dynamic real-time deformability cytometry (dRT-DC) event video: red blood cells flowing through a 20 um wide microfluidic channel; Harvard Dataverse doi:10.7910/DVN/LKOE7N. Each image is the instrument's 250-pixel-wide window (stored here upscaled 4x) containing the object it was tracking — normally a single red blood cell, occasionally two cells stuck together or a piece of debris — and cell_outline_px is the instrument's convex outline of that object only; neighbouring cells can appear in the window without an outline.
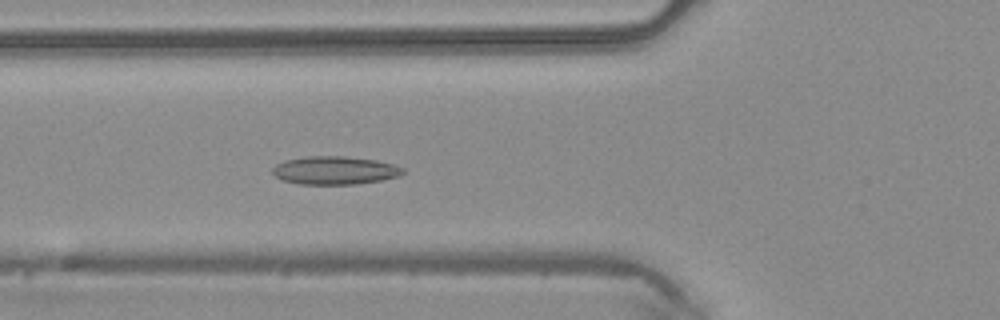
{"species": "common noctule bat (a hibernating species)", "species_latin": "Nyctalus noctula", "temperature_condition": "warm", "stored_images_in_passage": 47, "camera_frame_rate_fps": 3000, "um_per_image_px": 0.085, "animal": {"sex": "male", "body_mass_g": 20.4}, "frame": {"image": 1, "passage_image": 16, "time_ms": 5.0, "image_size_px": [1000, 320], "cell_outline_px": [[404, 172], [400, 176], [384, 180], [356, 184], [300, 184], [284, 180], [276, 176], [272, 172], [272, 168], [276, 164], [284, 160], [304, 156], [348, 156], [376, 160], [392, 164], [404, 168]], "centroid_in_image_um": [28.47, 14.47], "position_along_channel_um": 97.3, "area_um2": 21.56}}
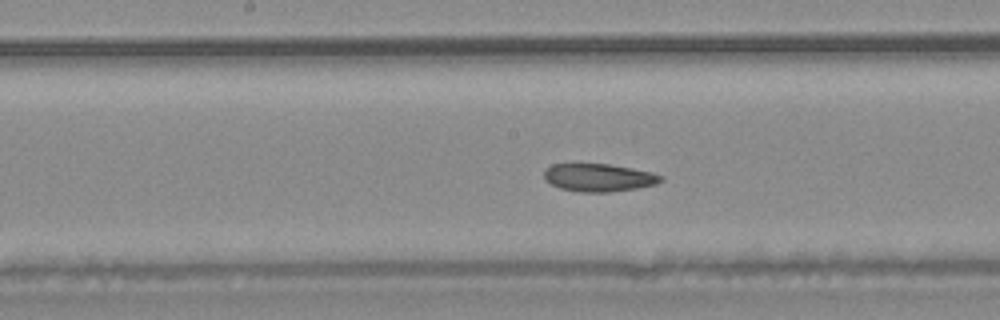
{"frame": {"image": 2, "passage_image": 23, "time_ms": 7.333, "image_size_px": [1000, 320], "cell_outline_px": [[664, 180], [656, 184], [636, 188], [608, 192], [580, 192], [560, 188], [544, 180], [544, 168], [552, 164], [608, 164], [632, 168], [652, 172], [664, 176]], "centroid_in_image_um": [50.89, 15.09], "position_along_channel_um": 197.3, "area_um2": 19.02}}
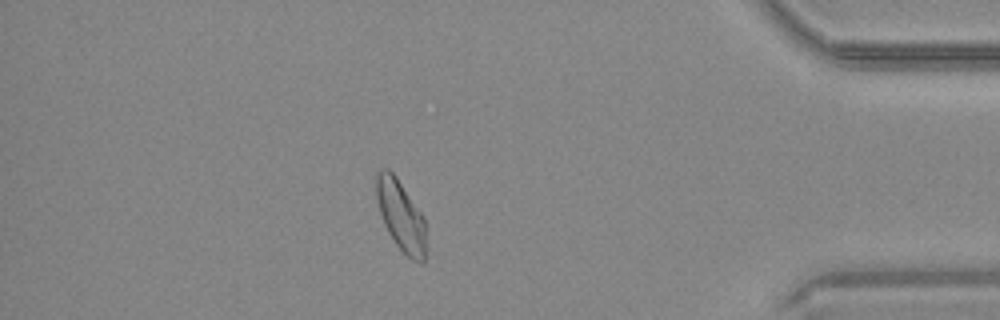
{"frame": {"image": 3, "passage_image": 40, "time_ms": 13.0, "image_size_px": [1000, 320], "cell_outline_px": [[424, 260], [420, 264], [412, 260], [396, 244], [388, 232], [384, 224], [380, 212], [376, 196], [376, 172], [380, 168], [388, 168], [396, 176], [424, 216]], "centroid_in_image_um": [34.05, 18.27], "position_along_channel_um": 401.2, "area_um2": 20.17}}